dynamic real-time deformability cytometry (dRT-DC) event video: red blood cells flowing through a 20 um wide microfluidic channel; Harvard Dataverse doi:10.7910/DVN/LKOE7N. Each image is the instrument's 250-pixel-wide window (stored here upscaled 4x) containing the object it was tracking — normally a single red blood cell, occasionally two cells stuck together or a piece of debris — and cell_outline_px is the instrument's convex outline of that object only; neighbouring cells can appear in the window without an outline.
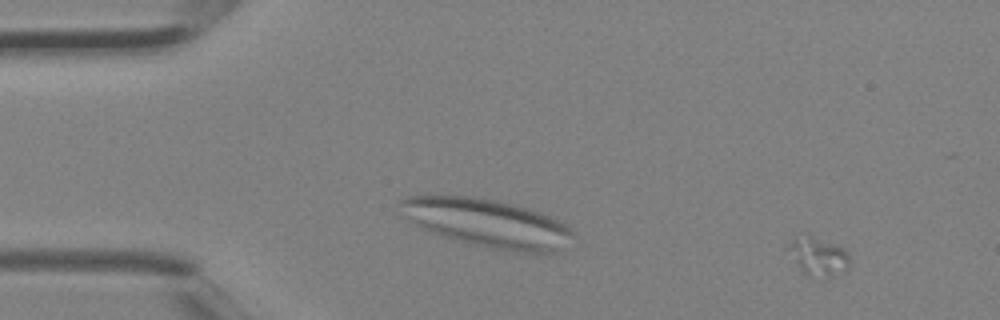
{"species": "Egyptian fruit bat (a non-hibernating species)", "species_latin": "Rousettus aegyptiacus", "temperature_condition": "room temperature", "stored_images_in_passage": 5, "camera_frame_rate_fps": 3000, "um_per_image_px": 0.085, "animal": {"sex": "female"}, "frame": {"image": 1, "passage_image": 2, "time_ms": 0.333, "image_size_px": [1000, 320], "cell_outline_px": [[848, 268], [812, 280], [800, 268], [788, 248], [788, 244], [792, 240], [808, 236], [812, 236], [844, 248], [848, 252]], "centroid_in_image_um": [69.55, 21.81], "position_along_channel_um": 15.4, "area_um2": 12.89}}